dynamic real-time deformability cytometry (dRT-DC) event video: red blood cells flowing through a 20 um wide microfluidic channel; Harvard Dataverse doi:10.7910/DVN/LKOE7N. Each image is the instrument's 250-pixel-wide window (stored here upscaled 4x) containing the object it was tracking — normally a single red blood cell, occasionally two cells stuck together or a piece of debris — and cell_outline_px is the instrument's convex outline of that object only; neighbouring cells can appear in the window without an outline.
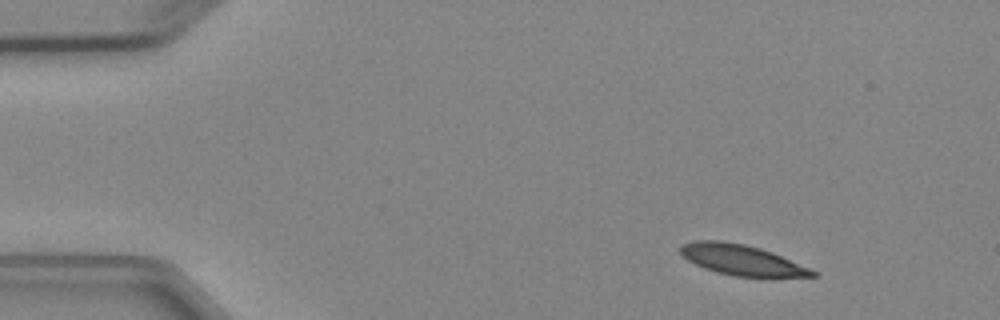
{"species": "Egyptian fruit bat (a non-hibernating species)", "species_latin": "Rousettus aegyptiacus", "temperature_condition": "cold", "stored_images_in_passage": 6, "camera_frame_rate_fps": 3000, "um_per_image_px": 0.085, "animal": {"sex": "female"}, "frame": {"image": 1, "passage_image": 1, "time_ms": 0.0, "image_size_px": [1000, 320], "cell_outline_px": [[820, 276], [736, 276], [716, 272], [704, 268], [688, 260], [680, 252], [680, 244], [696, 240], [720, 240], [744, 244], [760, 248], [772, 252], [820, 272]], "centroid_in_image_um": [63.04, 22.08], "position_along_channel_um": 22.0, "area_um2": 23.29}}
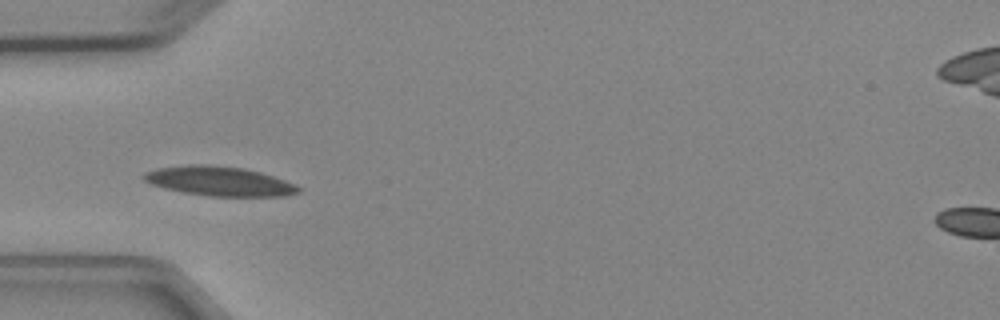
{"frame": {"image": 2, "passage_image": 4, "time_ms": 3.333, "image_size_px": [1000, 320], "cell_outline_px": [[300, 192], [284, 196], [208, 196], [184, 192], [164, 188], [148, 184], [140, 176], [144, 172], [156, 168], [188, 164], [208, 164], [244, 168], [260, 172], [284, 180], [300, 188]], "centroid_in_image_um": [18.56, 15.39], "position_along_channel_um": 66.4, "area_um2": 26.59}}